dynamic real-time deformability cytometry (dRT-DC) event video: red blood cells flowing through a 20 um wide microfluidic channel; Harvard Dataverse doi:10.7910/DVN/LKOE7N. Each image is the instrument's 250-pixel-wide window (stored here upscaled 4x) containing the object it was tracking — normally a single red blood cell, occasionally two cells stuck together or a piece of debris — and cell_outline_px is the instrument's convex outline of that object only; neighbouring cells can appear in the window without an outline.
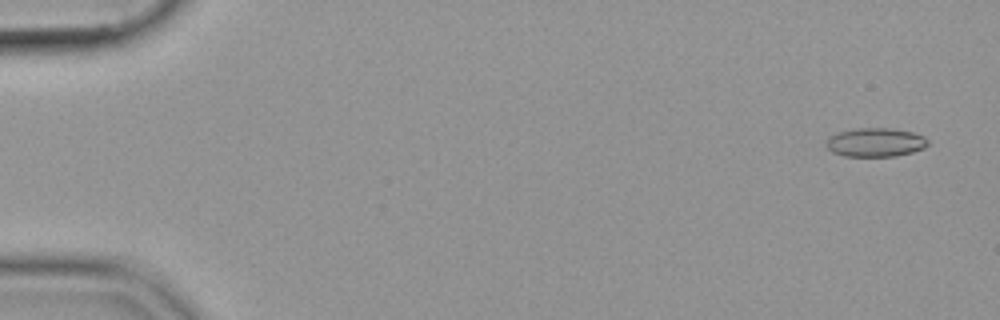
{"species": "common noctule bat (a hibernating species)", "species_latin": "Nyctalus noctula", "temperature_condition": "cold", "stored_images_in_passage": 53, "camera_frame_rate_fps": 3000, "um_per_image_px": 0.085, "animal": {"sex": "female", "body_mass_g": 19.9}, "frame": {"image": 1, "passage_image": 3, "time_ms": 0.667, "image_size_px": [1000, 320], "cell_outline_px": [[928, 144], [924, 148], [912, 152], [896, 156], [844, 156], [832, 152], [824, 144], [832, 136], [840, 132], [856, 128], [892, 128], [912, 132], [924, 136], [928, 140]], "centroid_in_image_um": [74.44, 12.1], "position_along_channel_um": 10.6, "area_um2": 16.99}}
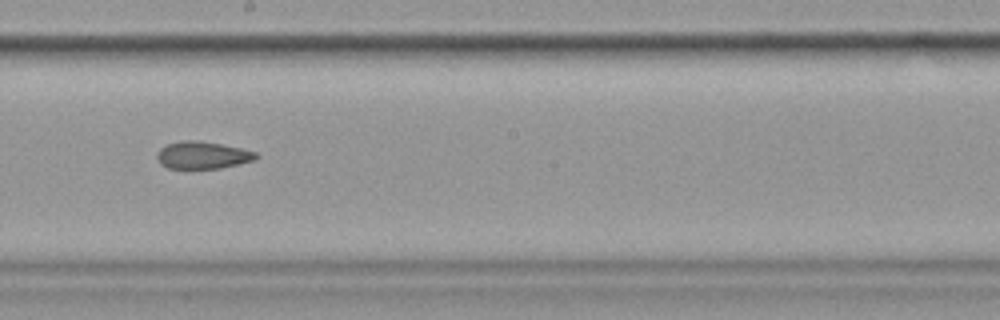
{"frame": {"image": 2, "passage_image": 32, "time_ms": 10.333, "image_size_px": [1000, 320], "cell_outline_px": [[260, 156], [256, 160], [220, 168], [168, 168], [160, 164], [156, 156], [156, 152], [160, 148], [168, 144], [184, 140], [196, 140], [220, 144], [240, 148], [256, 152]], "centroid_in_image_um": [17.22, 13.19], "position_along_channel_um": 231.0, "area_um2": 15.72}}
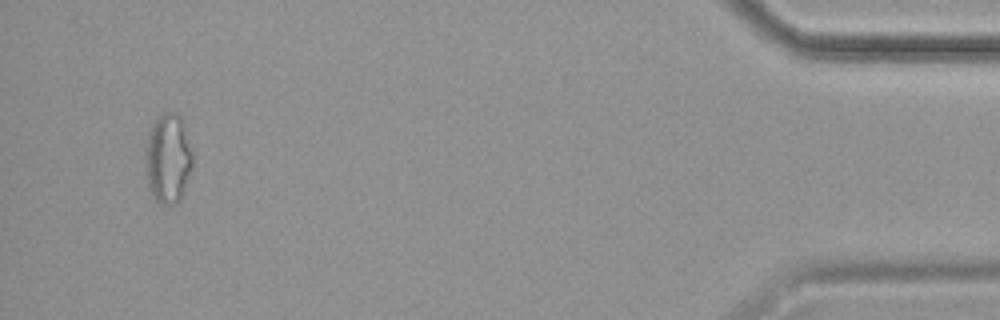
{"frame": {"image": 3, "passage_image": 53, "time_ms": 17.333, "image_size_px": [1000, 320], "cell_outline_px": [[192, 168], [184, 188], [176, 204], [160, 204], [156, 200], [148, 184], [144, 164], [144, 152], [148, 136], [152, 124], [164, 112], [176, 112], [184, 120], [192, 148]], "centroid_in_image_um": [14.28, 13.42], "position_along_channel_um": 420.9, "area_um2": 24.85}}